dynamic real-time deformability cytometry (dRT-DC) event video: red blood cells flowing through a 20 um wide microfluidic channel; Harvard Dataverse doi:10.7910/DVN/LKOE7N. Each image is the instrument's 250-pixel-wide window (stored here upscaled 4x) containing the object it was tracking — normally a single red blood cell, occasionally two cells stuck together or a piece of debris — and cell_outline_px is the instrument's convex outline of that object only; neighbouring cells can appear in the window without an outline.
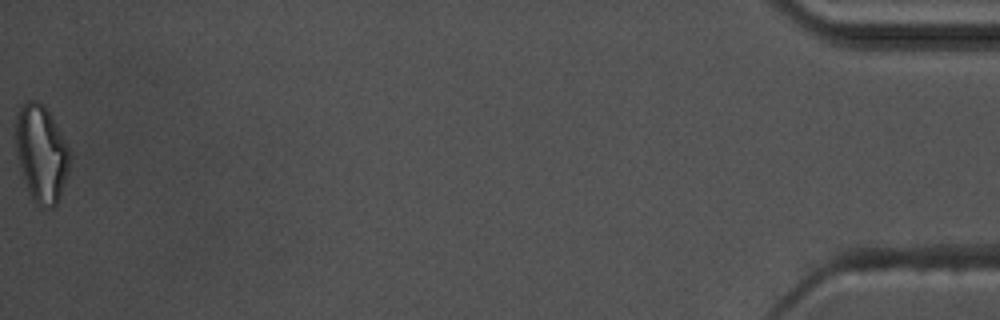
{"species": "common noctule bat (a hibernating species)", "species_latin": "Nyctalus noctula", "temperature_condition": "warm", "stored_images_in_passage": 41, "camera_frame_rate_fps": 3000, "um_per_image_px": 0.085, "animal": {"sex": "male", "body_mass_g": 17.5, "forearm_length_mm": 52.3}, "frame": {"image": 1, "passage_image": 41, "time_ms": 13.333, "image_size_px": [1000, 320], "cell_outline_px": [[68, 172], [60, 196], [56, 204], [52, 208], [40, 208], [32, 200], [28, 192], [16, 152], [16, 116], [20, 104], [28, 100], [36, 100], [44, 104], [52, 116], [68, 148]], "centroid_in_image_um": [3.49, 13.04], "position_along_channel_um": 431.7, "area_um2": 30.4}, "authors_computed_cell_mechanics": {"area_um2": 19.4786, "velocity_mm_per_s": 3.6169, "shape_relaxation_time_tau1_ms": 7.2032, "shape_relaxation_time_tau2_ms": 2.3692, "deformation_change_tau1": 0.2198, "deformation_change_tau2": 0.0996}}